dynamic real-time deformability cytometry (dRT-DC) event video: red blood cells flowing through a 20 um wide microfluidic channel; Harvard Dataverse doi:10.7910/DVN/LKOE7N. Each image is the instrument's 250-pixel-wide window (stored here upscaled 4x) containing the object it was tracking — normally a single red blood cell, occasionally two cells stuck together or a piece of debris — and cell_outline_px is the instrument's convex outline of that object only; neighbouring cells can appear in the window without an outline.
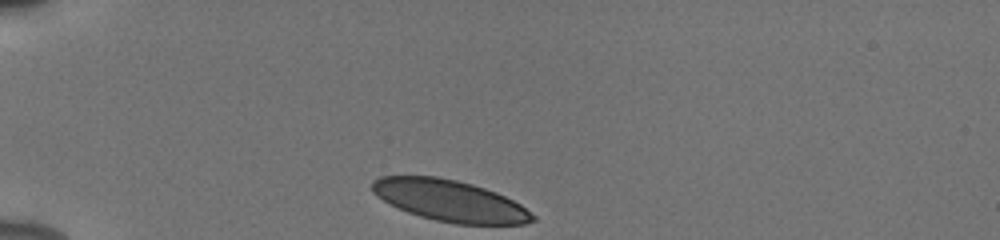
{"species": "human", "species_latin": "Homo sapiens", "temperature_condition": "cold", "stored_images_in_passage": 33, "camera_frame_rate_fps": 3000, "um_per_image_px": 0.085, "donor": {"sex": "male"}, "frame": {"image": 1, "passage_image": 1, "time_ms": 0.0, "image_size_px": [1000, 240], "cell_outline_px": [[536, 220], [524, 224], [456, 224], [436, 220], [420, 216], [408, 212], [376, 196], [372, 192], [372, 180], [380, 176], [436, 176], [456, 180], [472, 184], [496, 192], [520, 204], [536, 216]], "centroid_in_image_um": [38.25, 17.05], "position_along_channel_um": 46.8, "area_um2": 38.44}}
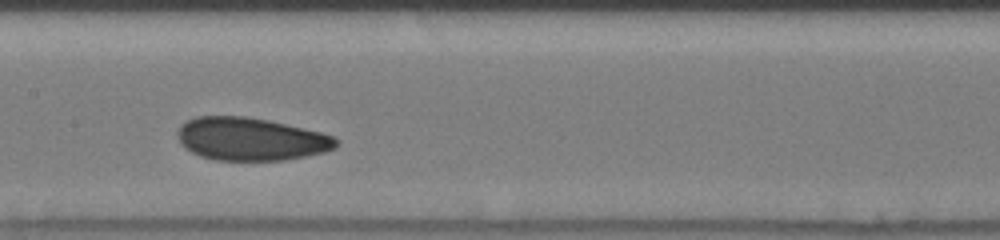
{"frame": {"image": 2, "passage_image": 15, "time_ms": 4.667, "image_size_px": [1000, 240], "cell_outline_px": [[340, 144], [336, 148], [324, 152], [308, 156], [284, 160], [216, 160], [200, 156], [184, 148], [180, 144], [176, 132], [188, 120], [196, 116], [248, 116], [268, 120], [320, 132], [332, 136], [340, 140]], "centroid_in_image_um": [21.33, 11.82], "position_along_channel_um": 186.1, "area_um2": 39.77}}
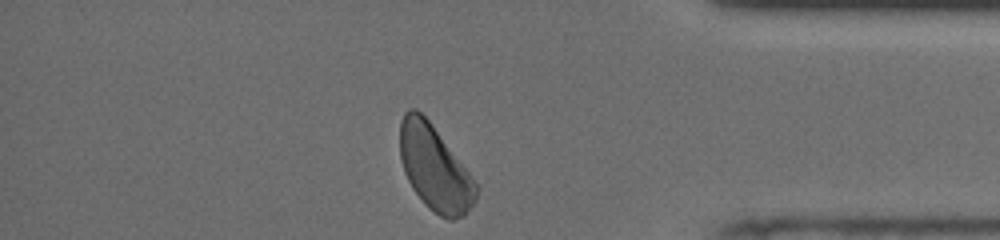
{"frame": {"image": 3, "passage_image": 33, "time_ms": 10.667, "image_size_px": [1000, 240], "cell_outline_px": [[480, 188], [476, 200], [464, 216], [452, 220], [448, 220], [440, 216], [428, 208], [424, 204], [412, 188], [404, 172], [400, 156], [400, 120], [404, 112], [408, 108], [416, 108], [432, 124], [472, 176]], "centroid_in_image_um": [36.96, 14.3], "position_along_channel_um": 398.2, "area_um2": 37.92}, "authors_computed_cell_mechanics": {"area_um2": 39.4774, "velocity_mm_per_s": 3.8336, "shape_relaxation_time_tau1_ms": 4.2892, "shape_relaxation_time_tau2_ms": 2.6857, "deformation_change_tau1": 0.0931, "deformation_change_tau2": 0.0667}}